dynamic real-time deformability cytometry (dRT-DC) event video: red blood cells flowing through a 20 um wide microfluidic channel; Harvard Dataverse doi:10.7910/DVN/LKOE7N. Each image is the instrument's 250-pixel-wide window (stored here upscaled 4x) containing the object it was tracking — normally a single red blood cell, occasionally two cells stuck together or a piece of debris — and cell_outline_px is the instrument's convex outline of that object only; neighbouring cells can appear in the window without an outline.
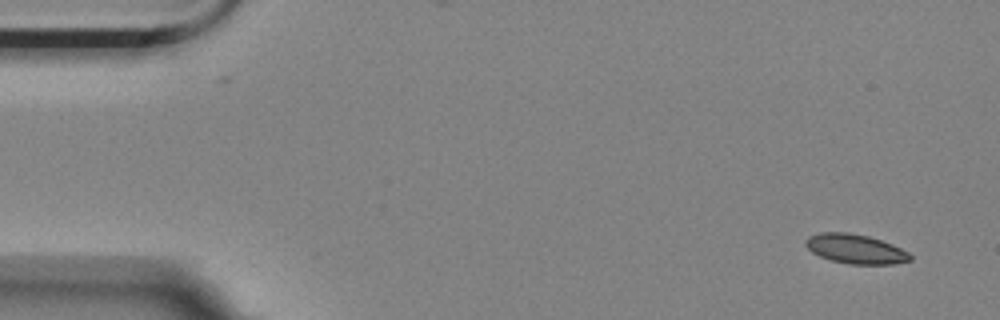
{"species": "Egyptian fruit bat (a non-hibernating species)", "species_latin": "Rousettus aegyptiacus", "temperature_condition": "room temperature", "stored_images_in_passage": 9, "camera_frame_rate_fps": 3000, "um_per_image_px": 0.085, "animal": {"sex": "female"}, "frame": {"image": 1, "passage_image": 1, "time_ms": 0.0, "image_size_px": [1000, 320], "cell_outline_px": [[912, 260], [892, 264], [848, 264], [832, 260], [820, 256], [812, 252], [804, 244], [804, 240], [808, 236], [820, 232], [848, 232], [868, 236], [892, 244], [908, 252], [912, 256]], "centroid_in_image_um": [72.69, 21.15], "position_along_channel_um": 12.3, "area_um2": 17.92}}
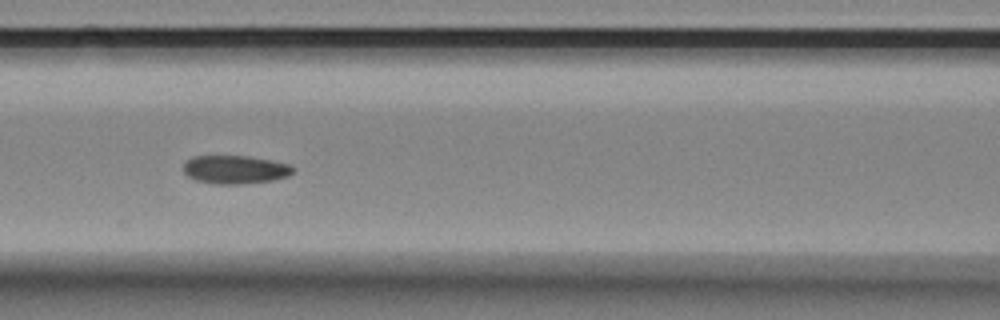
{"frame": {"image": 2, "passage_image": 6, "time_ms": 1.667, "image_size_px": [1000, 320], "cell_outline_px": [[292, 172], [288, 176], [272, 180], [236, 184], [216, 184], [196, 180], [188, 176], [184, 172], [184, 164], [192, 156], [248, 156], [272, 160], [292, 164]], "centroid_in_image_um": [19.99, 14.4], "position_along_channel_um": 146.6, "area_um2": 17.98}}
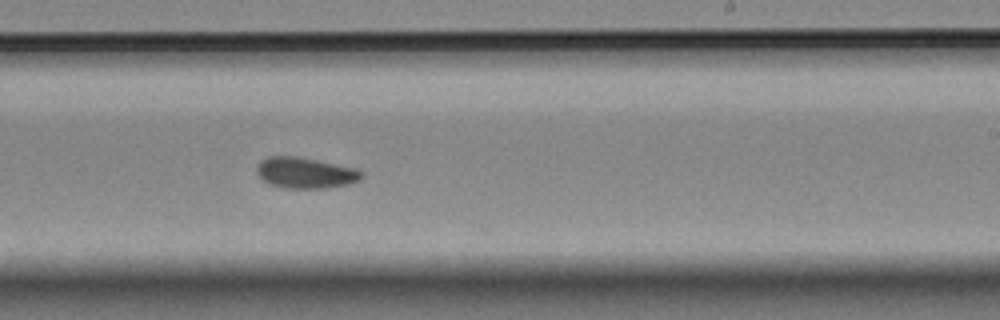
{"frame": {"image": 3, "passage_image": 9, "time_ms": 2.667, "image_size_px": [1000, 320], "cell_outline_px": [[364, 176], [360, 180], [348, 184], [328, 188], [284, 188], [272, 184], [264, 180], [256, 172], [256, 168], [260, 160], [268, 156], [296, 156], [356, 168]], "centroid_in_image_um": [25.95, 14.69], "position_along_channel_um": 263.0, "area_um2": 18.79}}